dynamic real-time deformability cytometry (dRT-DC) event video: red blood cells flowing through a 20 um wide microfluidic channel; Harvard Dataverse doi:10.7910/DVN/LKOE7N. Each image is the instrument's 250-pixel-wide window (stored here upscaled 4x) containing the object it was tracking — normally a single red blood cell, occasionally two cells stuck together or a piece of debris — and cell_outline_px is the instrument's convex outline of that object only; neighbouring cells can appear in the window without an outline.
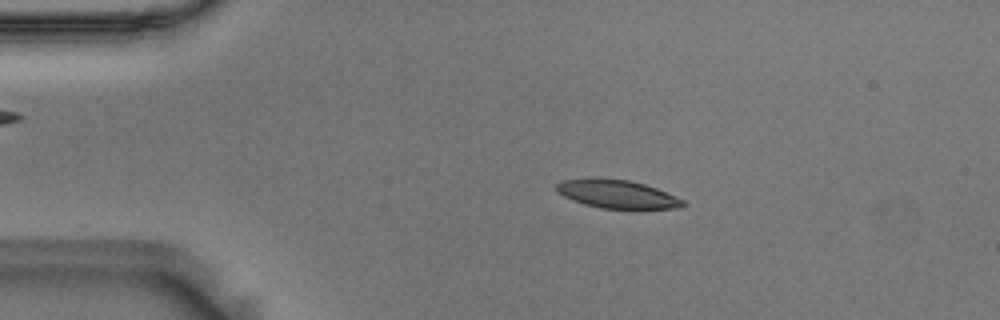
{"species": "Egyptian fruit bat (a non-hibernating species)", "species_latin": "Rousettus aegyptiacus", "temperature_condition": "room temperature", "stored_images_in_passage": 55, "camera_frame_rate_fps": 3000, "um_per_image_px": 0.085, "animal": {"sex": "male"}, "frame": {"image": 1, "passage_image": 10, "time_ms": 3.0, "image_size_px": [1000, 320], "cell_outline_px": [[684, 208], [640, 212], [632, 212], [600, 208], [584, 204], [572, 200], [556, 192], [556, 184], [564, 180], [628, 180], [644, 184], [656, 188], [684, 200]], "centroid_in_image_um": [52.6, 16.61], "position_along_channel_um": 32.4, "area_um2": 21.39}}
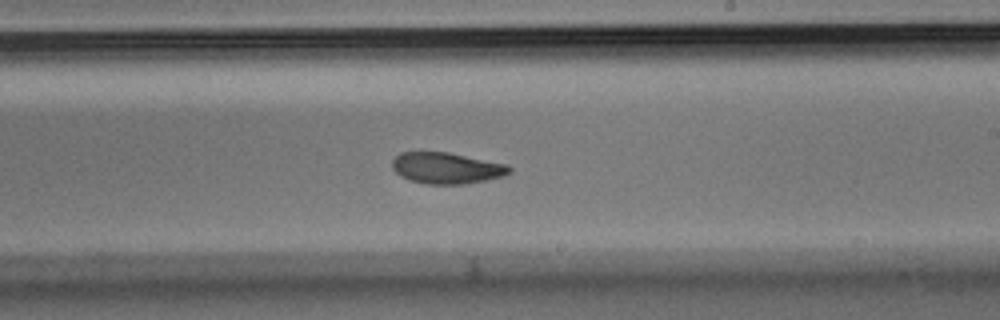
{"frame": {"image": 2, "passage_image": 32, "time_ms": 10.333, "image_size_px": [1000, 320], "cell_outline_px": [[512, 172], [504, 176], [488, 180], [464, 184], [428, 184], [408, 180], [400, 176], [392, 168], [392, 160], [400, 152], [448, 152], [508, 164], [512, 168]], "centroid_in_image_um": [37.98, 14.29], "position_along_channel_um": 251.0, "area_um2": 21.56}}
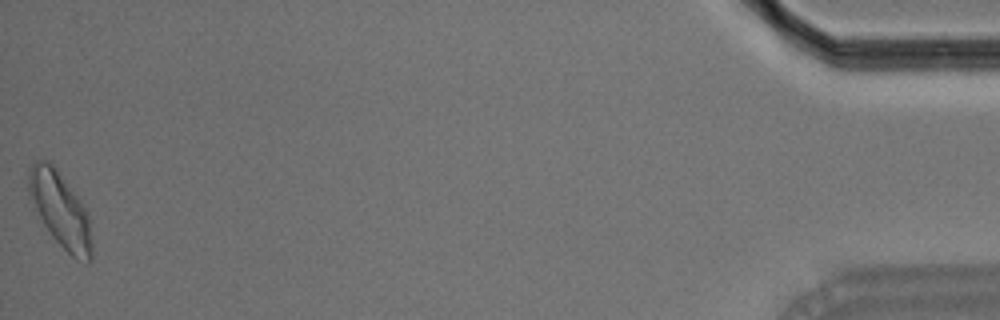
{"frame": {"image": 3, "passage_image": 55, "time_ms": 18.0, "image_size_px": [1000, 320], "cell_outline_px": [[92, 260], [88, 264], [76, 260], [52, 236], [44, 224], [28, 192], [28, 168], [36, 160], [48, 160], [56, 168], [80, 200], [88, 212], [92, 244]], "centroid_in_image_um": [5.15, 17.85], "position_along_channel_um": 430.0, "area_um2": 27.4}, "authors_computed_cell_mechanics": {"area_um2": 22.1952, "velocity_mm_per_s": 3.5835, "shape_relaxation_time_tau1_ms": 5.7313, "shape_relaxation_time_tau2_ms": 4.2831, "deformation_change_tau1": 0.1385, "deformation_change_tau2": 0.1075}}